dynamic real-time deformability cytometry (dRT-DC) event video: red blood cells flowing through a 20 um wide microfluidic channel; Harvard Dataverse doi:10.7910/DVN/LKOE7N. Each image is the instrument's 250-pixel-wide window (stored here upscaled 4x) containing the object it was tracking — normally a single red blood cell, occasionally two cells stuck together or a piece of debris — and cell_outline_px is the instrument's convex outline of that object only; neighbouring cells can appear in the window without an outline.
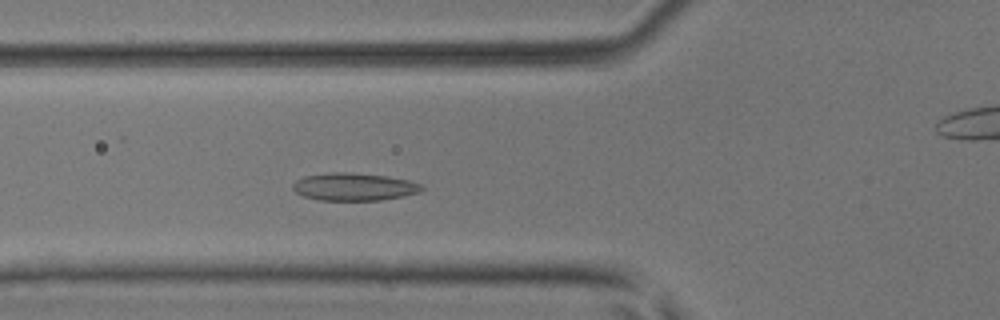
{"species": "common noctule bat (a hibernating species)", "species_latin": "Nyctalus noctula", "temperature_condition": "room temperature", "stored_images_in_passage": 36, "camera_frame_rate_fps": 3000, "um_per_image_px": 0.085, "animal": {"sex": "male", "body_mass_g": 17.9, "forearm_length_mm": 54.2}, "frame": {"image": 1, "passage_image": 11, "time_ms": 3.333, "image_size_px": [1000, 320], "cell_outline_px": [[424, 188], [420, 192], [404, 196], [380, 200], [320, 200], [304, 196], [296, 192], [292, 188], [292, 184], [296, 180], [304, 176], [328, 172], [348, 172], [388, 176], [408, 180], [424, 184]], "centroid_in_image_um": [30.11, 15.87], "position_along_channel_um": 95.7, "area_um2": 20.92}}
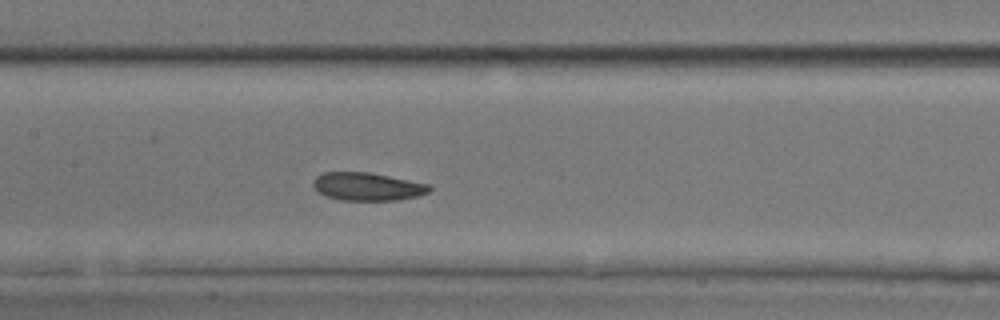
{"frame": {"image": 2, "passage_image": 17, "time_ms": 5.333, "image_size_px": [1000, 320], "cell_outline_px": [[432, 188], [428, 192], [416, 196], [396, 200], [340, 200], [324, 196], [316, 192], [312, 184], [312, 180], [316, 176], [324, 172], [368, 172], [428, 184]], "centroid_in_image_um": [31.14, 15.86], "position_along_channel_um": 176.3, "area_um2": 18.96}}
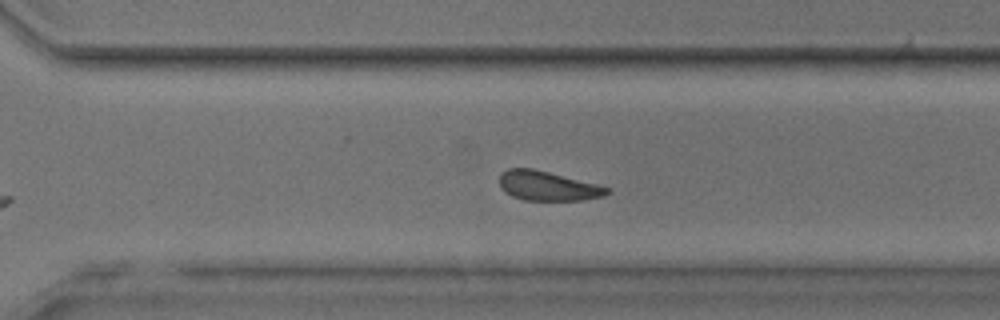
{"frame": {"image": 3, "passage_image": 28, "time_ms": 9.0, "image_size_px": [1000, 320], "cell_outline_px": [[612, 192], [600, 196], [580, 200], [524, 200], [512, 196], [504, 192], [500, 188], [500, 172], [508, 168], [532, 168], [612, 188]], "centroid_in_image_um": [46.51, 15.8], "position_along_channel_um": 324.1, "area_um2": 18.38}, "authors_computed_cell_mechanics": {"area_um2": 19.652, "velocity_mm_per_s": 4.0348, "shape_relaxation_time_tau1_ms": 6.8358, "shape_relaxation_time_tau2_ms": 4.1849, "deformation_change_tau1": 0.1212, "deformation_change_tau2": 0.1068}}